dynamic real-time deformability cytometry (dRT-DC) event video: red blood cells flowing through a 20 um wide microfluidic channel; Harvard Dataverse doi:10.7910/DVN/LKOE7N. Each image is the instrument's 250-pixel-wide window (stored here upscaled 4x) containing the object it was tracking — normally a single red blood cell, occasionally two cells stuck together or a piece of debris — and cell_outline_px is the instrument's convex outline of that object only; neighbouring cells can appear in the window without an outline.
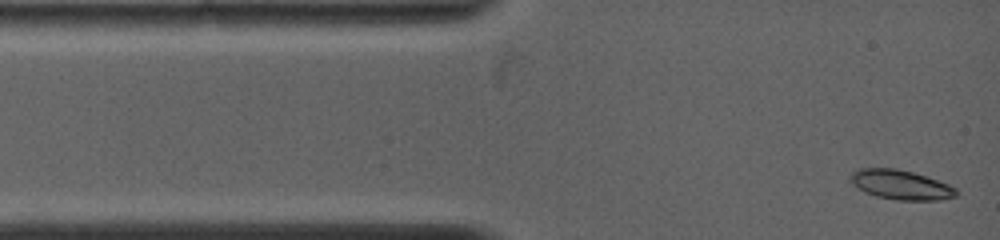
{"species": "common noctule bat (a hibernating species)", "species_latin": "Nyctalus noctula", "temperature_condition": "warm", "stored_images_in_passage": 30, "camera_frame_rate_fps": 5000, "um_per_image_px": 0.085, "animal": {"sex": "female", "body_mass_g": 19.0, "forearm_length_mm": 53.3}, "frame": {"image": 1, "passage_image": 1, "time_ms": 0.0, "image_size_px": [1000, 240], "cell_outline_px": [[956, 196], [940, 200], [896, 200], [876, 196], [864, 192], [852, 180], [852, 172], [860, 168], [896, 168], [912, 172], [948, 184], [956, 188]], "centroid_in_image_um": [76.59, 15.71], "position_along_channel_um": 8.4, "area_um2": 17.8}}
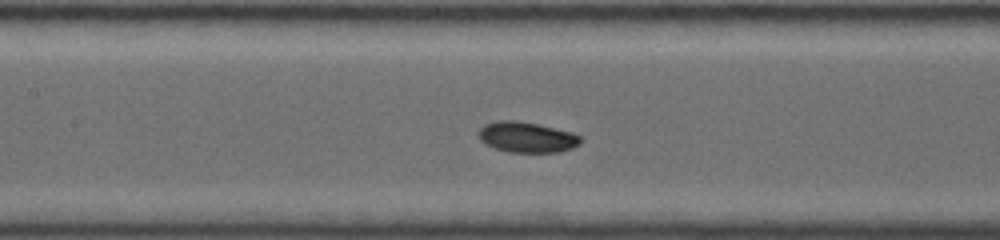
{"frame": {"image": 2, "passage_image": 13, "time_ms": 5.0, "image_size_px": [1000, 240], "cell_outline_px": [[580, 144], [572, 148], [560, 152], [508, 152], [496, 148], [480, 140], [480, 128], [484, 124], [496, 120], [512, 120], [536, 124], [572, 132], [580, 136]], "centroid_in_image_um": [44.79, 11.66], "position_along_channel_um": 162.6, "area_um2": 17.92}}
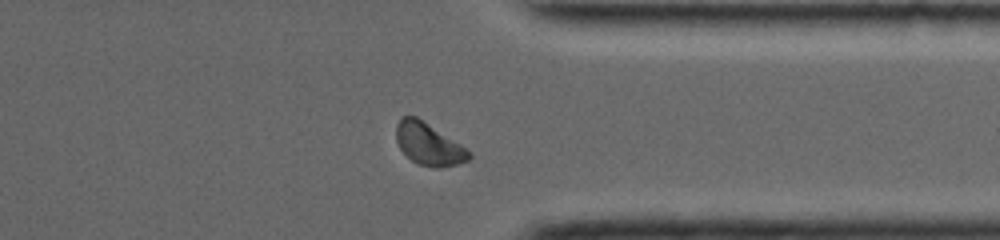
{"frame": {"image": 3, "passage_image": 26, "time_ms": 10.4, "image_size_px": [1000, 240], "cell_outline_px": [[472, 156], [468, 160], [456, 164], [436, 168], [416, 164], [400, 148], [396, 140], [396, 124], [400, 116], [416, 116], [468, 148], [472, 152]], "centroid_in_image_um": [36.44, 12.24], "position_along_channel_um": 375.0, "area_um2": 17.98}, "authors_computed_cell_mechanics": {"area_um2": 17.7446, "velocity_mm_per_s": 3.9804, "shape_relaxation_time_tau1_ms": 3.0124, "shape_relaxation_time_tau2_ms": null, "deformation_change_tau1": 0.0847, "deformation_change_tau2": null}}